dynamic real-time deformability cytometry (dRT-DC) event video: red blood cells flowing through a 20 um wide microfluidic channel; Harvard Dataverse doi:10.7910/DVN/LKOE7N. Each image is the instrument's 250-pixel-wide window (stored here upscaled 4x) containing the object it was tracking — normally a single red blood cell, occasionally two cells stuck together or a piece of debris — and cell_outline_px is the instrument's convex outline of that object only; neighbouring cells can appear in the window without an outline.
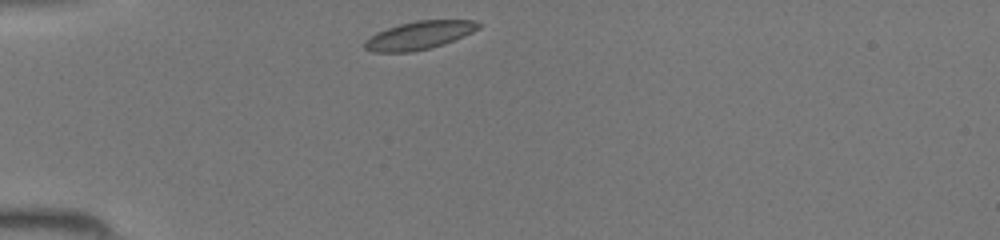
{"species": "common noctule bat (a hibernating species)", "species_latin": "Nyctalus noctula", "temperature_condition": "room temperature", "stored_images_in_passage": 34, "camera_frame_rate_fps": 3000, "um_per_image_px": 0.085, "animal": {"sex": "female", "body_mass_g": 19.5, "forearm_length_mm": 54.1}, "frame": {"image": 1, "passage_image": 1, "time_ms": 0.0, "image_size_px": [1000, 240], "cell_outline_px": [[480, 28], [464, 36], [444, 44], [412, 52], [372, 52], [364, 48], [364, 40], [376, 32], [400, 24], [416, 20], [472, 20], [480, 24]], "centroid_in_image_um": [35.6, 3.0], "position_along_channel_um": 49.4, "area_um2": 18.61}}
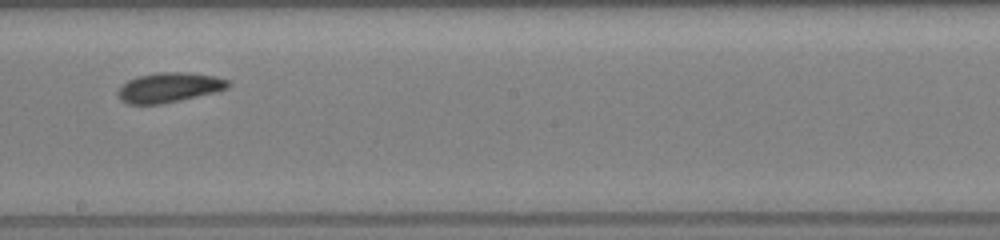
{"frame": {"image": 2, "passage_image": 15, "time_ms": 4.667, "image_size_px": [1000, 240], "cell_outline_px": [[232, 84], [228, 88], [180, 100], [160, 104], [128, 104], [120, 100], [116, 92], [128, 80], [136, 76], [156, 72], [188, 72], [216, 76], [228, 80]], "centroid_in_image_um": [14.36, 7.42], "position_along_channel_um": 233.8, "area_um2": 19.13}}
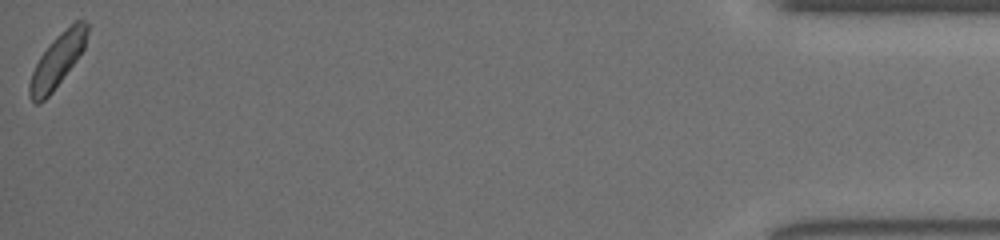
{"frame": {"image": 3, "passage_image": 34, "time_ms": 11.0, "image_size_px": [1000, 240], "cell_outline_px": [[88, 32], [84, 48], [76, 60], [52, 92], [40, 104], [36, 104], [28, 96], [28, 84], [32, 72], [40, 56], [60, 32], [76, 20], [84, 20], [88, 24]], "centroid_in_image_um": [4.86, 5.16], "position_along_channel_um": 430.3, "area_um2": 17.63}}